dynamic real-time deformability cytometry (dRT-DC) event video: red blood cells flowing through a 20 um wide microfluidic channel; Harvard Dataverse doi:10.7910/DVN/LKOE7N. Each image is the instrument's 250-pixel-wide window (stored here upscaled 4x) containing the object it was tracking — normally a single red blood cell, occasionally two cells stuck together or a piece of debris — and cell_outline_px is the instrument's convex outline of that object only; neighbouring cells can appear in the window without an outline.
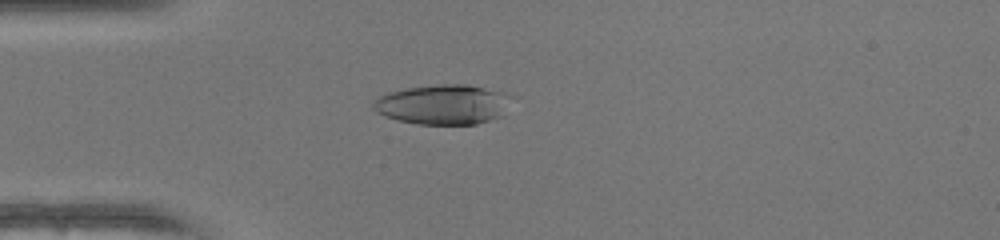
{"species": "human", "species_latin": "Homo sapiens", "temperature_condition": "warm", "stored_images_in_passage": 50, "camera_frame_rate_fps": 3000, "um_per_image_px": 0.085, "donor": {"sex": "female"}, "frame": {"image": 1, "passage_image": 14, "time_ms": 4.333, "image_size_px": [1000, 240], "cell_outline_px": [[512, 96], [504, 116], [476, 124], [416, 124], [396, 120], [384, 116], [376, 112], [372, 108], [372, 100], [388, 92], [404, 88], [440, 84], [468, 84], [504, 92]], "centroid_in_image_um": [37.66, 8.88], "position_along_channel_um": 47.3, "area_um2": 32.6}}
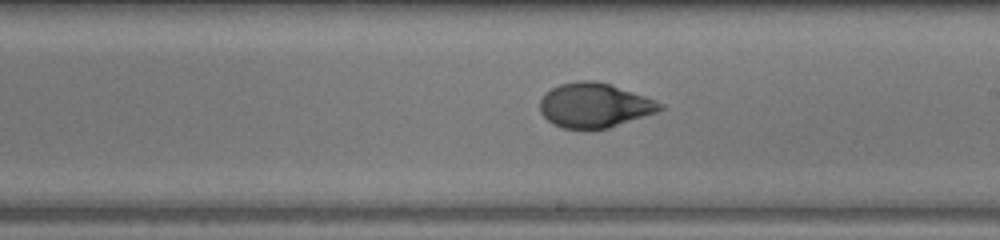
{"frame": {"image": 2, "passage_image": 29, "time_ms": 9.333, "image_size_px": [1000, 240], "cell_outline_px": [[664, 108], [656, 112], [608, 128], [564, 128], [552, 124], [540, 112], [540, 100], [544, 92], [560, 84], [580, 80], [596, 80], [656, 100], [664, 104]], "centroid_in_image_um": [50.5, 8.94], "position_along_channel_um": 238.5, "area_um2": 30.87}}
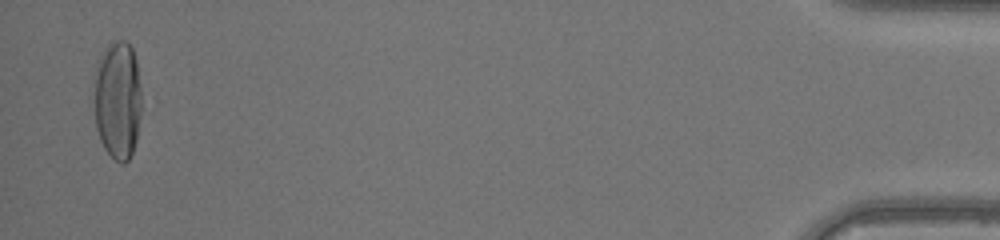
{"frame": {"image": 3, "passage_image": 49, "time_ms": 16.0, "image_size_px": [1000, 240], "cell_outline_px": [[140, 116], [136, 140], [132, 152], [128, 160], [124, 164], [120, 164], [104, 148], [100, 140], [96, 128], [92, 76], [100, 56], [108, 44], [120, 40], [124, 40], [132, 48], [136, 60], [140, 88]], "centroid_in_image_um": [9.96, 8.49], "position_along_channel_um": 425.2, "area_um2": 33.12}, "authors_computed_cell_mechanics": {"area_um2": 31.7322, "velocity_mm_per_s": 4.1606, "shape_relaxation_time_tau1_ms": 7.9698, "shape_relaxation_time_tau2_ms": 1.34, "deformation_change_tau1": 0.3104, "deformation_change_tau2": 0.0405}}